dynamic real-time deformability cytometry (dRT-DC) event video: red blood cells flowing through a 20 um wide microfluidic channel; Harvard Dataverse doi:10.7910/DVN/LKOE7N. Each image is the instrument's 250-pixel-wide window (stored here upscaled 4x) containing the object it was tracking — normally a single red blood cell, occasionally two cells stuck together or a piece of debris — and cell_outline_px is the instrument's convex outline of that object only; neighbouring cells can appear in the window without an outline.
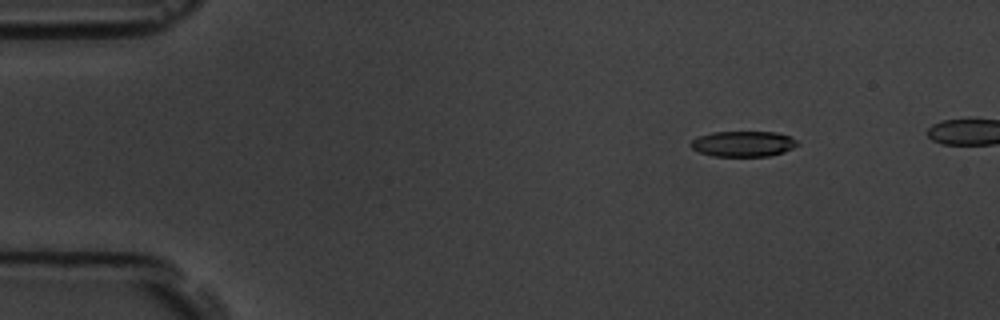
{"species": "common noctule bat (a hibernating species)", "species_latin": "Nyctalus noctula", "temperature_condition": "room temperature", "stored_images_in_passage": 8, "camera_frame_rate_fps": 3000, "um_per_image_px": 0.085, "animal": {"sex": "male", "body_mass_g": 19.5, "forearm_length_mm": 54.6}, "frame": {"image": 1, "passage_image": 3, "time_ms": 2.333, "image_size_px": [1000, 320], "cell_outline_px": [[800, 144], [784, 152], [768, 156], [712, 156], [700, 152], [692, 148], [688, 144], [692, 140], [700, 136], [712, 132], [776, 132], [788, 136], [796, 140]], "centroid_in_image_um": [63.16, 12.23], "position_along_channel_um": 21.8, "area_um2": 15.84}}
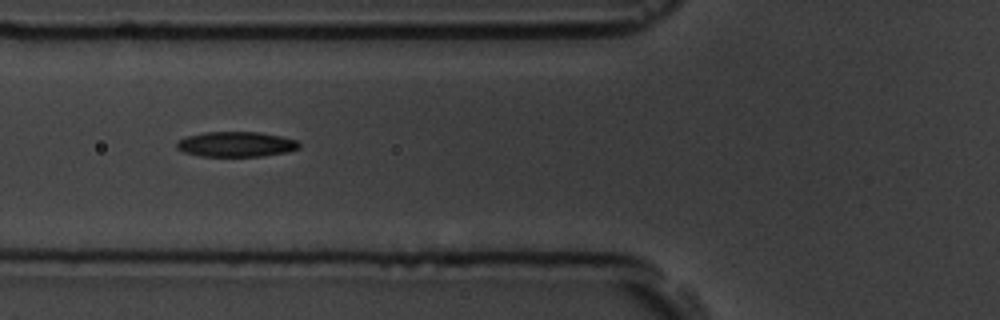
{"frame": {"image": 2, "passage_image": 7, "time_ms": 7.0, "image_size_px": [1000, 320], "cell_outline_px": [[300, 148], [288, 152], [264, 156], [200, 156], [184, 152], [176, 148], [176, 144], [184, 136], [204, 132], [260, 132], [280, 136], [296, 140], [300, 144]], "centroid_in_image_um": [20.07, 12.26], "position_along_channel_um": 105.7, "area_um2": 18.03}}
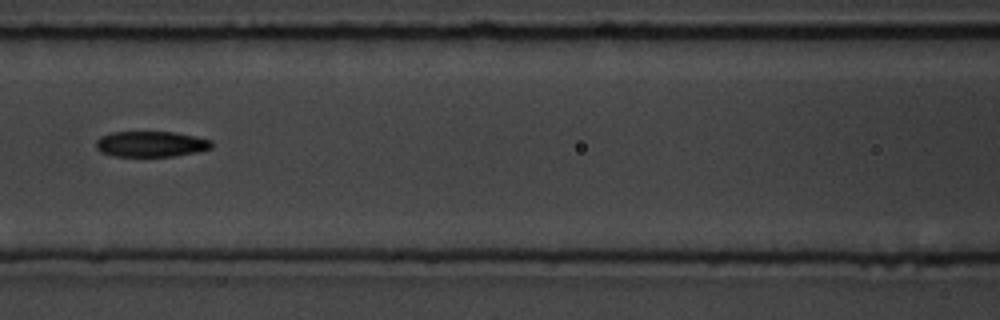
{"frame": {"image": 3, "passage_image": 8, "time_ms": 8.333, "image_size_px": [1000, 320], "cell_outline_px": [[212, 148], [196, 152], [172, 156], [112, 156], [100, 152], [96, 148], [96, 140], [100, 136], [112, 132], [172, 132], [196, 136], [212, 140]], "centroid_in_image_um": [12.81, 12.24], "position_along_channel_um": 153.8, "area_um2": 17.34}}